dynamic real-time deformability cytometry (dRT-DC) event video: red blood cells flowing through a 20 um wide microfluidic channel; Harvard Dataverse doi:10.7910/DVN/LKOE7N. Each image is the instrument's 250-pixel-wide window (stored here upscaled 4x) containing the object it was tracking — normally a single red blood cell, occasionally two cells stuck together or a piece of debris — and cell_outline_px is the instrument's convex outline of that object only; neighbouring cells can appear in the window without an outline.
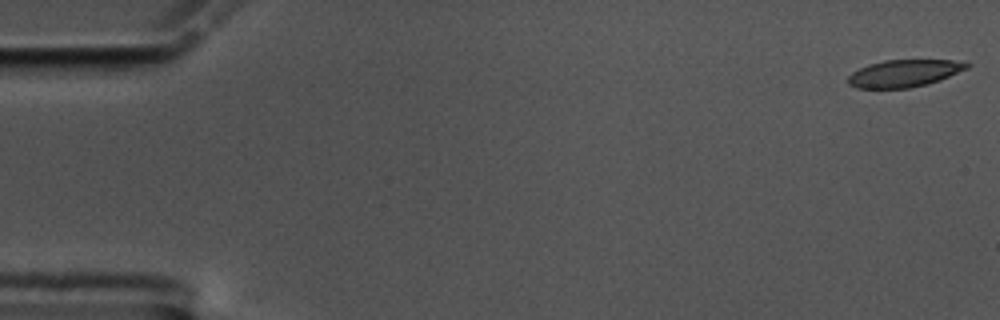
{"species": "common noctule bat (a hibernating species)", "species_latin": "Nyctalus noctula", "temperature_condition": "cold", "stored_images_in_passage": 57, "camera_frame_rate_fps": 3000, "um_per_image_px": 0.085, "animal": {"sex": "male", "body_mass_g": 17.5, "forearm_length_mm": 52.3}, "frame": {"image": 1, "passage_image": 1, "time_ms": 0.0, "image_size_px": [1000, 320], "cell_outline_px": [[972, 64], [968, 68], [940, 80], [908, 88], [856, 88], [848, 84], [848, 76], [852, 72], [868, 64], [884, 60], [952, 60]], "centroid_in_image_um": [76.83, 6.23], "position_along_channel_um": 8.2, "area_um2": 18.73}}
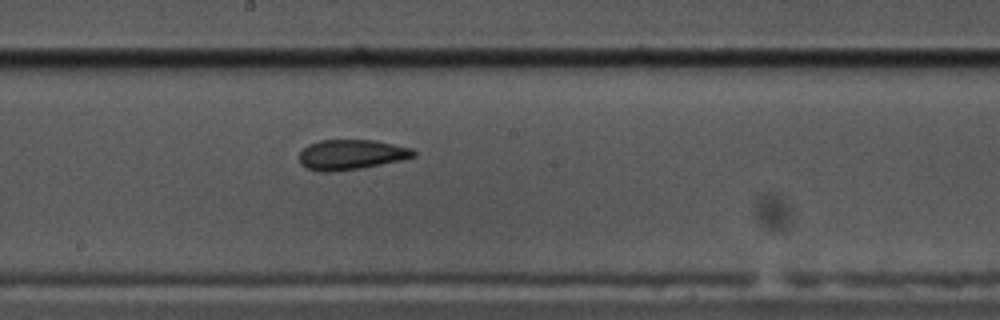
{"frame": {"image": 2, "passage_image": 31, "time_ms": 10.0, "image_size_px": [1000, 320], "cell_outline_px": [[416, 156], [400, 160], [360, 168], [332, 172], [320, 172], [308, 168], [300, 164], [300, 152], [308, 144], [320, 140], [376, 140], [412, 148], [416, 152]], "centroid_in_image_um": [29.85, 13.13], "position_along_channel_um": 218.4, "area_um2": 20.0}}
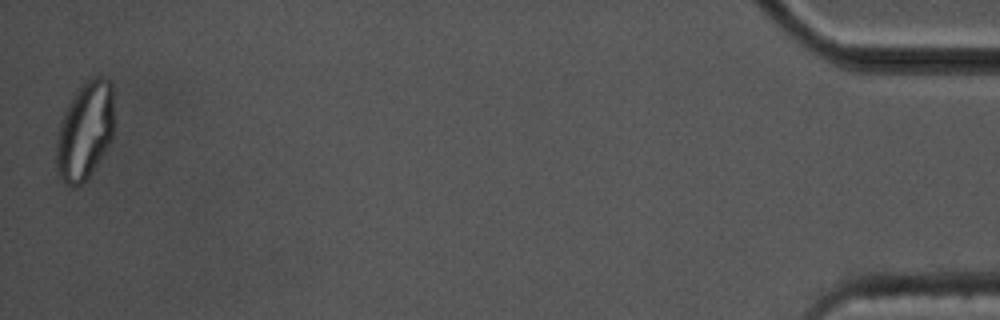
{"frame": {"image": 3, "passage_image": 57, "time_ms": 18.667, "image_size_px": [1000, 320], "cell_outline_px": [[112, 140], [108, 148], [88, 176], [80, 184], [68, 184], [56, 172], [56, 144], [60, 124], [64, 112], [76, 92], [88, 80], [96, 76], [104, 76], [112, 84]], "centroid_in_image_um": [7.22, 11.11], "position_along_channel_um": 428.0, "area_um2": 32.25}, "authors_computed_cell_mechanics": {"area_um2": 20.7502, "velocity_mm_per_s": 3.4869, "shape_relaxation_time_tau1_ms": null, "shape_relaxation_time_tau2_ms": 2.3343, "deformation_change_tau1": null, "deformation_change_tau2": 0.0847}}